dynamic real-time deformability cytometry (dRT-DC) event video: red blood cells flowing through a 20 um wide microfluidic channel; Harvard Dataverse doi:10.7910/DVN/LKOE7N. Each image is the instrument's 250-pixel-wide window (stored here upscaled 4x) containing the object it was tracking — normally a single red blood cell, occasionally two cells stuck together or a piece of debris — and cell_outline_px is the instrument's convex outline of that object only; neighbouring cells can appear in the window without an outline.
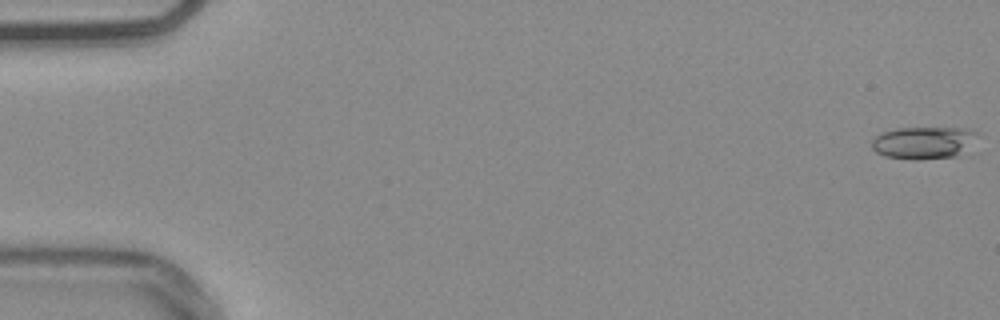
{"species": "common noctule bat (a hibernating species)", "species_latin": "Nyctalus noctula", "temperature_condition": "warm", "stored_images_in_passage": 16, "camera_frame_rate_fps": 3000, "um_per_image_px": 0.085, "animal": {"sex": "male", "body_mass_g": 20.4}, "frame": {"image": 1, "passage_image": 1, "time_ms": 0.0, "image_size_px": [1000, 320], "cell_outline_px": [[980, 132], [960, 156], [920, 160], [912, 160], [884, 156], [876, 152], [872, 148], [872, 140], [876, 136], [884, 132], [900, 128], [968, 128]], "centroid_in_image_um": [78.52, 12.14], "position_along_channel_um": 6.5, "area_um2": 20.0}}
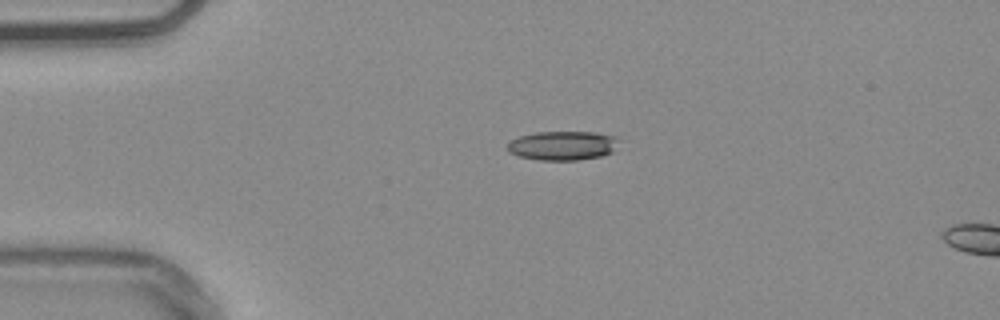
{"frame": {"image": 2, "passage_image": 13, "time_ms": 4.0, "image_size_px": [1000, 320], "cell_outline_px": [[616, 140], [612, 152], [600, 156], [580, 160], [540, 160], [520, 156], [508, 152], [508, 144], [512, 140], [520, 136], [536, 132], [596, 132], [616, 136]], "centroid_in_image_um": [47.81, 12.37], "position_along_channel_um": 37.2, "area_um2": 18.67}}